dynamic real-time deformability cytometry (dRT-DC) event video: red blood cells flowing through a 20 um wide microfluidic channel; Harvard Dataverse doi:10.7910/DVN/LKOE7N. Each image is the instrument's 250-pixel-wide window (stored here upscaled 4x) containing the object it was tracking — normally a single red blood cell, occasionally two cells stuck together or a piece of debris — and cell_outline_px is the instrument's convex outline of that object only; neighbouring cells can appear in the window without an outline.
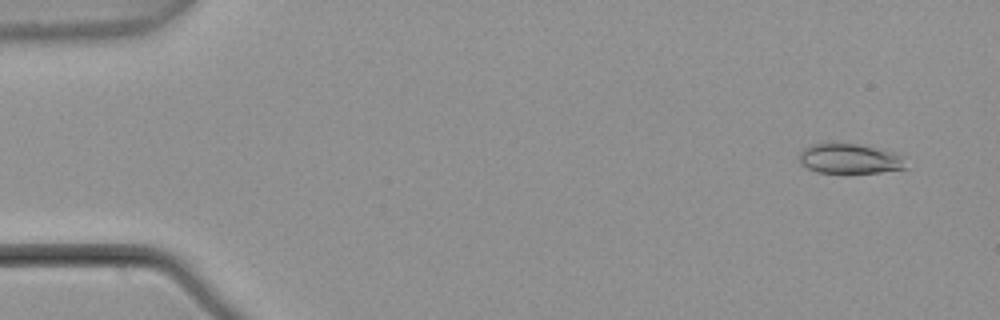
{"species": "common noctule bat (a hibernating species)", "species_latin": "Nyctalus noctula", "temperature_condition": "warm", "stored_images_in_passage": 5, "camera_frame_rate_fps": 3000, "um_per_image_px": 0.085, "animal": {"sex": "male", "body_mass_g": 21.5, "forearm_length_mm": 52.0}, "frame": {"image": 1, "passage_image": 1, "time_ms": 0.0, "image_size_px": [1000, 320], "cell_outline_px": [[908, 168], [880, 172], [816, 172], [800, 164], [800, 152], [804, 148], [812, 144], [828, 140], [884, 148], [896, 152], [904, 156]], "centroid_in_image_um": [72.25, 13.44], "position_along_channel_um": 12.7, "area_um2": 19.31}}
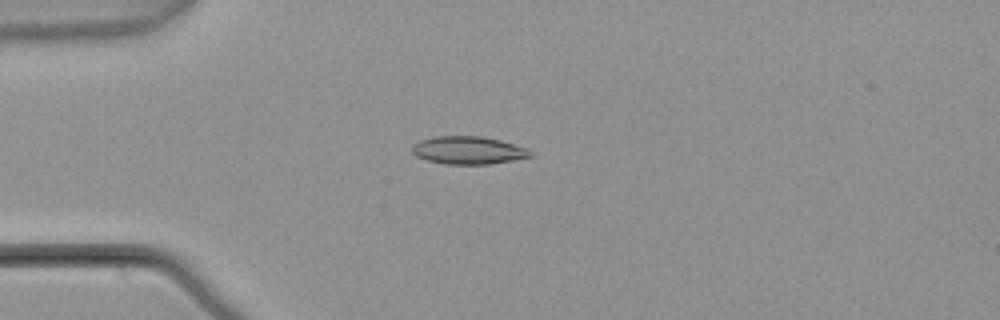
{"frame": {"image": 2, "passage_image": 4, "time_ms": 1.0, "image_size_px": [1000, 320], "cell_outline_px": [[532, 156], [512, 160], [488, 164], [444, 164], [428, 160], [416, 156], [412, 152], [412, 144], [420, 140], [432, 136], [484, 136], [500, 140], [528, 148], [532, 152]], "centroid_in_image_um": [39.78, 12.76], "position_along_channel_um": 45.2, "area_um2": 19.25}}